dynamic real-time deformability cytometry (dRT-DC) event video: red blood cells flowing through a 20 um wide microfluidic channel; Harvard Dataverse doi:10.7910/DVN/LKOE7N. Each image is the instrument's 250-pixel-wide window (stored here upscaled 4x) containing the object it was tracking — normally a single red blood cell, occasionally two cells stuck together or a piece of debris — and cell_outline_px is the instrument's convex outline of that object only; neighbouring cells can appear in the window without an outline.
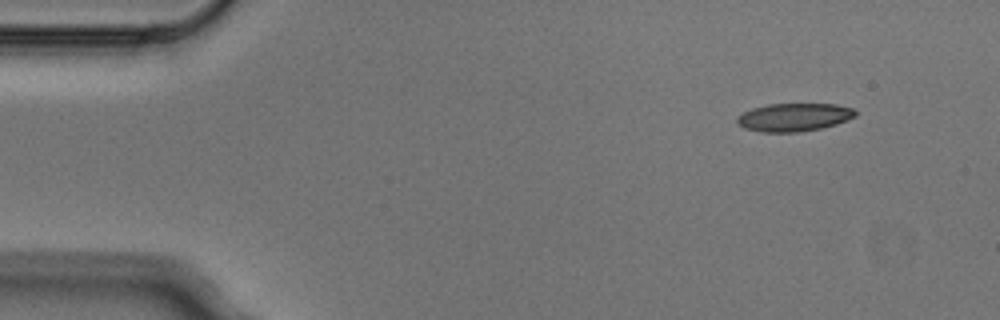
{"species": "Egyptian fruit bat (a non-hibernating species)", "species_latin": "Rousettus aegyptiacus", "temperature_condition": "cold", "stored_images_in_passage": 6, "camera_frame_rate_fps": 3000, "um_per_image_px": 0.085, "animal": {"sex": "male"}, "frame": {"image": 1, "passage_image": 1, "time_ms": 0.0, "image_size_px": [1000, 320], "cell_outline_px": [[856, 116], [848, 120], [836, 124], [820, 128], [800, 132], [760, 132], [744, 128], [736, 124], [736, 116], [752, 108], [768, 104], [836, 104], [852, 108], [856, 112]], "centroid_in_image_um": [67.46, 9.97], "position_along_channel_um": 17.5, "area_um2": 19.48}}
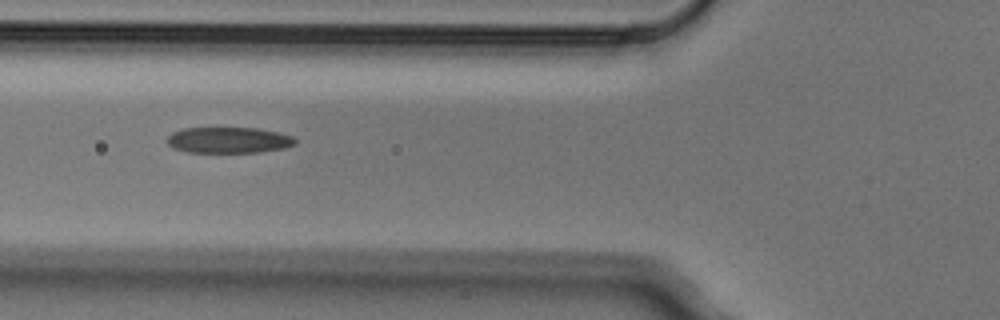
{"frame": {"image": 2, "passage_image": 5, "time_ms": 1.333, "image_size_px": [1000, 320], "cell_outline_px": [[296, 144], [284, 148], [260, 152], [188, 152], [172, 148], [168, 144], [168, 136], [172, 132], [184, 128], [256, 128], [280, 132], [292, 136], [296, 140]], "centroid_in_image_um": [19.45, 11.91], "position_along_channel_um": 106.4, "area_um2": 19.42}}
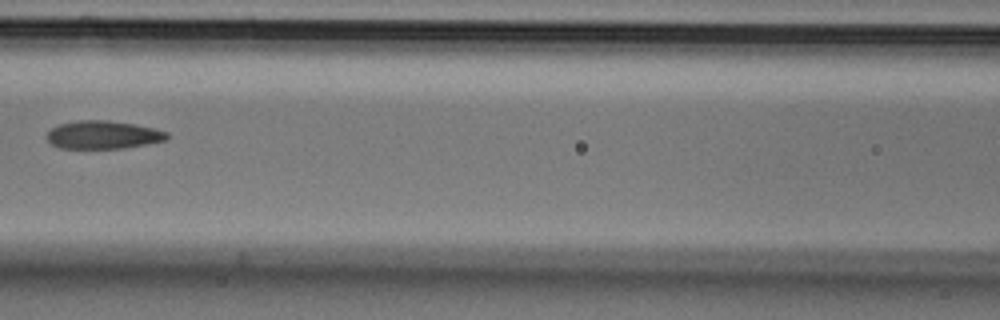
{"frame": {"image": 3, "passage_image": 6, "time_ms": 1.667, "image_size_px": [1000, 320], "cell_outline_px": [[168, 140], [148, 144], [124, 148], [60, 148], [52, 144], [48, 140], [48, 132], [52, 128], [60, 124], [80, 120], [108, 120], [132, 124], [152, 128], [168, 132]], "centroid_in_image_um": [8.79, 11.46], "position_along_channel_um": 157.8, "area_um2": 19.48}}